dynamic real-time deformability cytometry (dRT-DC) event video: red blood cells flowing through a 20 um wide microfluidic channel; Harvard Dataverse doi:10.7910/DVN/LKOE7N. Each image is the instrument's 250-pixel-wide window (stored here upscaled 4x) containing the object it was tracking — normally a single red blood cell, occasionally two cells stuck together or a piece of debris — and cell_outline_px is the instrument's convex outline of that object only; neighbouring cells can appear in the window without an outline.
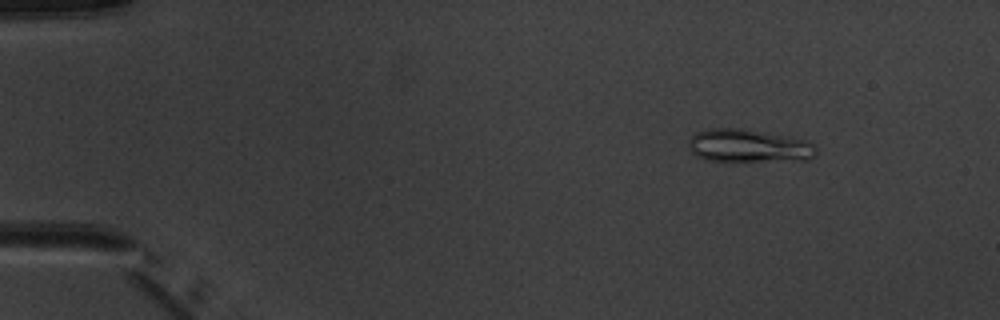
{"species": "common noctule bat (a hibernating species)", "species_latin": "Nyctalus noctula", "temperature_condition": "warm", "stored_images_in_passage": 7, "camera_frame_rate_fps": 3000, "um_per_image_px": 0.085, "animal": {"sex": "male", "body_mass_g": 20.1, "forearm_length_mm": 53.5}, "frame": {"image": 1, "passage_image": 2, "time_ms": 1.333, "image_size_px": [1000, 320], "cell_outline_px": [[816, 156], [808, 160], [704, 160], [696, 156], [688, 148], [688, 140], [696, 132], [708, 128], [740, 128], [764, 132], [808, 140], [816, 144]], "centroid_in_image_um": [63.64, 12.38], "position_along_channel_um": 21.4, "area_um2": 24.57}}